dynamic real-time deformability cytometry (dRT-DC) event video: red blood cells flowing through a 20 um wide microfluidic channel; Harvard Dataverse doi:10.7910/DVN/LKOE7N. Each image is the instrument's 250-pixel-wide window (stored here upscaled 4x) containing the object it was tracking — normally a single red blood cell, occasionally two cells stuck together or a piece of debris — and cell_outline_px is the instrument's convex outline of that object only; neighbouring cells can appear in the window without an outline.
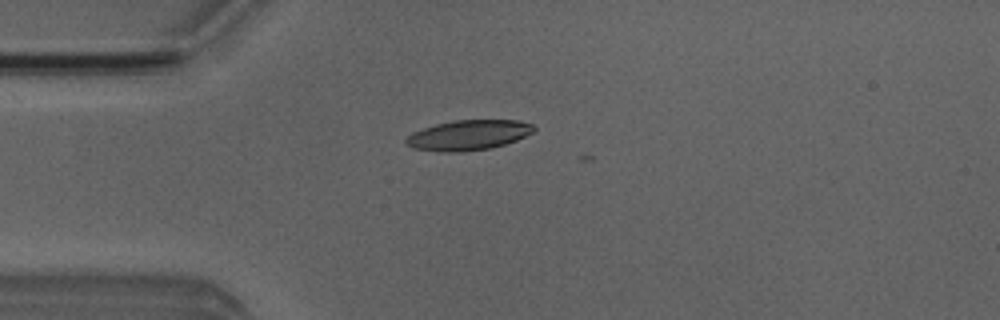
{"species": "Egyptian fruit bat (a non-hibernating species)", "species_latin": "Rousettus aegyptiacus", "temperature_condition": "room temperature", "stored_images_in_passage": 1, "camera_frame_rate_fps": 3000, "um_per_image_px": 0.085, "animal": {"sex": "male"}, "frame": {"image": 1, "passage_image": 1, "time_ms": 0.0, "image_size_px": [1000, 320], "cell_outline_px": [[536, 128], [532, 132], [516, 140], [492, 148], [464, 152], [440, 152], [412, 148], [404, 140], [412, 132], [436, 124], [452, 120], [520, 120], [532, 124]], "centroid_in_image_um": [39.8, 11.49], "position_along_channel_um": 45.2, "area_um2": 22.48}}